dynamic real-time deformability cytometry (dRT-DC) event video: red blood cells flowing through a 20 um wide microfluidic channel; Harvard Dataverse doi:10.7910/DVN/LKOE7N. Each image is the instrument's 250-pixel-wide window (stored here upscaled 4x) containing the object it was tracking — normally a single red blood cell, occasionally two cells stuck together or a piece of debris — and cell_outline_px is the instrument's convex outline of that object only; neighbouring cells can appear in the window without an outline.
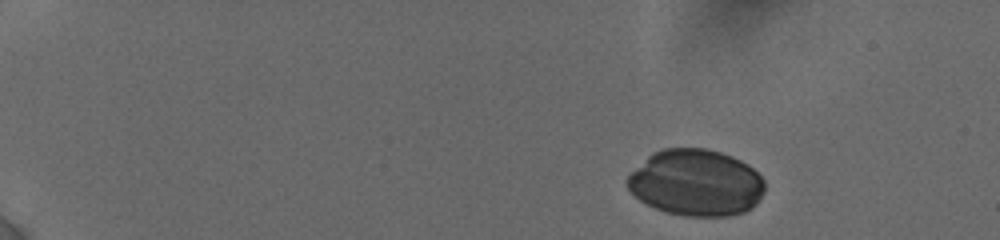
{"species": "human", "species_latin": "Homo sapiens", "temperature_condition": "cold", "stored_images_in_passage": 16, "camera_frame_rate_fps": 3000, "um_per_image_px": 0.085, "donor": {"sex": "female"}, "frame": {"image": 1, "passage_image": 1, "time_ms": 0.0, "image_size_px": [1000, 240], "cell_outline_px": [[764, 192], [756, 204], [752, 208], [744, 212], [732, 216], [684, 216], [664, 212], [640, 200], [624, 184], [624, 180], [652, 152], [664, 148], [704, 148], [720, 152], [732, 156], [748, 164], [764, 180]], "centroid_in_image_um": [59.16, 15.54], "position_along_channel_um": 25.8, "area_um2": 53.41}}
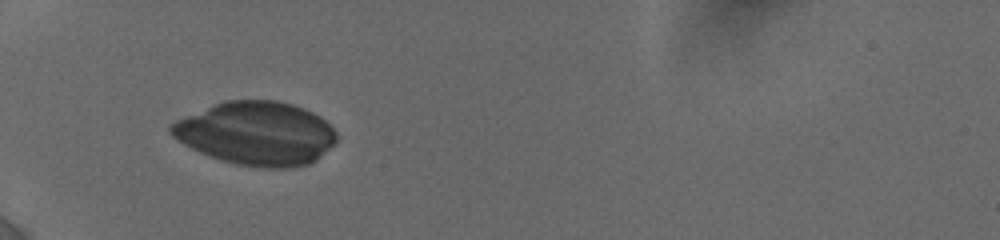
{"frame": {"image": 2, "passage_image": 10, "time_ms": 4.0, "image_size_px": [1000, 240], "cell_outline_px": [[336, 144], [316, 160], [308, 164], [296, 168], [260, 168], [236, 164], [220, 160], [208, 156], [176, 140], [168, 132], [168, 124], [176, 120], [224, 100], [276, 100], [292, 104], [304, 108], [320, 116], [336, 132]], "centroid_in_image_um": [21.78, 11.35], "position_along_channel_um": 63.2, "area_um2": 61.67}}
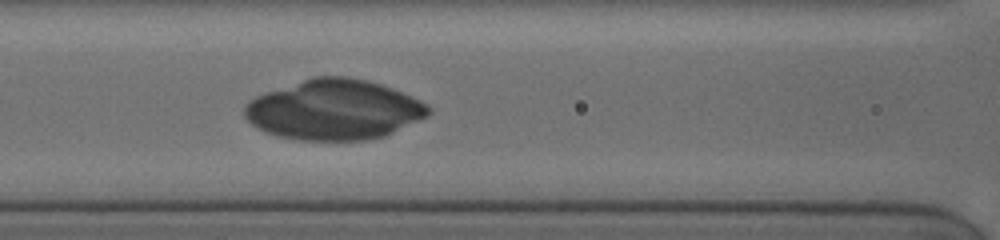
{"frame": {"image": 3, "passage_image": 16, "time_ms": 6.333, "image_size_px": [1000, 240], "cell_outline_px": [[432, 112], [428, 116], [384, 136], [368, 140], [296, 140], [276, 136], [264, 132], [256, 128], [244, 116], [244, 108], [256, 96], [264, 92], [312, 76], [348, 76], [368, 80], [392, 88], [420, 100], [428, 104], [432, 108]], "centroid_in_image_um": [28.39, 9.33], "position_along_channel_um": 138.2, "area_um2": 64.79}}